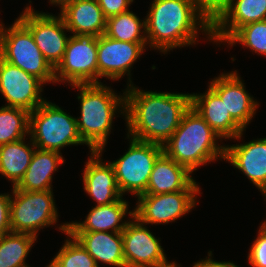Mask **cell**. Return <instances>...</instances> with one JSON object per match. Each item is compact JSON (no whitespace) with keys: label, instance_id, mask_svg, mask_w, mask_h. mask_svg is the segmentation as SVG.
<instances>
[{"label":"cell","instance_id":"6da1fadb","mask_svg":"<svg viewBox=\"0 0 266 267\" xmlns=\"http://www.w3.org/2000/svg\"><path fill=\"white\" fill-rule=\"evenodd\" d=\"M124 91L127 136L143 142L163 146L191 106L189 93L144 91L134 84Z\"/></svg>","mask_w":266,"mask_h":267},{"label":"cell","instance_id":"7a4b0ae2","mask_svg":"<svg viewBox=\"0 0 266 267\" xmlns=\"http://www.w3.org/2000/svg\"><path fill=\"white\" fill-rule=\"evenodd\" d=\"M145 17L148 47L170 50L199 44V33L212 42L211 20L193 0H153ZM198 37V38H197Z\"/></svg>","mask_w":266,"mask_h":267},{"label":"cell","instance_id":"3957f363","mask_svg":"<svg viewBox=\"0 0 266 267\" xmlns=\"http://www.w3.org/2000/svg\"><path fill=\"white\" fill-rule=\"evenodd\" d=\"M74 84L80 101V117L76 118L80 137L89 153H103L111 134L113 119L116 114L125 118V91L119 95L106 84Z\"/></svg>","mask_w":266,"mask_h":267},{"label":"cell","instance_id":"277c9868","mask_svg":"<svg viewBox=\"0 0 266 267\" xmlns=\"http://www.w3.org/2000/svg\"><path fill=\"white\" fill-rule=\"evenodd\" d=\"M222 138L190 106L173 135L164 143L163 153L191 173L198 167L217 159H225L226 145H218Z\"/></svg>","mask_w":266,"mask_h":267},{"label":"cell","instance_id":"5b68a950","mask_svg":"<svg viewBox=\"0 0 266 267\" xmlns=\"http://www.w3.org/2000/svg\"><path fill=\"white\" fill-rule=\"evenodd\" d=\"M29 136L36 148L59 153L64 147L85 144L76 117L47 99L30 112Z\"/></svg>","mask_w":266,"mask_h":267},{"label":"cell","instance_id":"8992f818","mask_svg":"<svg viewBox=\"0 0 266 267\" xmlns=\"http://www.w3.org/2000/svg\"><path fill=\"white\" fill-rule=\"evenodd\" d=\"M0 57L36 76L44 84H56L55 69L37 47L30 30L18 18L8 27L0 23Z\"/></svg>","mask_w":266,"mask_h":267},{"label":"cell","instance_id":"52a82bcc","mask_svg":"<svg viewBox=\"0 0 266 267\" xmlns=\"http://www.w3.org/2000/svg\"><path fill=\"white\" fill-rule=\"evenodd\" d=\"M53 196V190L23 191L12 187L11 231L37 238L41 229L56 224L59 213Z\"/></svg>","mask_w":266,"mask_h":267},{"label":"cell","instance_id":"ba28073f","mask_svg":"<svg viewBox=\"0 0 266 267\" xmlns=\"http://www.w3.org/2000/svg\"><path fill=\"white\" fill-rule=\"evenodd\" d=\"M129 139L127 151L115 161L113 166L116 183L122 196L130 193L137 197L146 193L150 174L156 160L163 154L162 145Z\"/></svg>","mask_w":266,"mask_h":267},{"label":"cell","instance_id":"9c48e42d","mask_svg":"<svg viewBox=\"0 0 266 267\" xmlns=\"http://www.w3.org/2000/svg\"><path fill=\"white\" fill-rule=\"evenodd\" d=\"M97 44L95 35L71 34L63 59L55 68V82L98 84Z\"/></svg>","mask_w":266,"mask_h":267},{"label":"cell","instance_id":"30bf717a","mask_svg":"<svg viewBox=\"0 0 266 267\" xmlns=\"http://www.w3.org/2000/svg\"><path fill=\"white\" fill-rule=\"evenodd\" d=\"M30 3V6H29ZM18 19L30 30L45 59L55 69L62 61L70 37L62 17L35 11L29 1ZM67 31V32H66Z\"/></svg>","mask_w":266,"mask_h":267},{"label":"cell","instance_id":"8fae6325","mask_svg":"<svg viewBox=\"0 0 266 267\" xmlns=\"http://www.w3.org/2000/svg\"><path fill=\"white\" fill-rule=\"evenodd\" d=\"M201 190H182L137 197L133 216L142 224H169L195 208Z\"/></svg>","mask_w":266,"mask_h":267},{"label":"cell","instance_id":"7c38bea8","mask_svg":"<svg viewBox=\"0 0 266 267\" xmlns=\"http://www.w3.org/2000/svg\"><path fill=\"white\" fill-rule=\"evenodd\" d=\"M147 45L148 43L117 41L105 34L100 35L97 44L98 84L102 83L100 78L105 77L108 80L119 81L127 74V85H133L132 65L137 59H140L148 48Z\"/></svg>","mask_w":266,"mask_h":267},{"label":"cell","instance_id":"4fadbf2b","mask_svg":"<svg viewBox=\"0 0 266 267\" xmlns=\"http://www.w3.org/2000/svg\"><path fill=\"white\" fill-rule=\"evenodd\" d=\"M44 83L36 76L0 57V94L6 100L4 106L18 107L31 112L45 99L42 97Z\"/></svg>","mask_w":266,"mask_h":267},{"label":"cell","instance_id":"5bb4252c","mask_svg":"<svg viewBox=\"0 0 266 267\" xmlns=\"http://www.w3.org/2000/svg\"><path fill=\"white\" fill-rule=\"evenodd\" d=\"M122 236L126 267H161L171 262L167 260L160 238L157 239L134 216L122 231Z\"/></svg>","mask_w":266,"mask_h":267},{"label":"cell","instance_id":"9a60e30c","mask_svg":"<svg viewBox=\"0 0 266 267\" xmlns=\"http://www.w3.org/2000/svg\"><path fill=\"white\" fill-rule=\"evenodd\" d=\"M237 72H222L210 81L209 86L224 102L231 117L245 130L259 108V102L246 91Z\"/></svg>","mask_w":266,"mask_h":267},{"label":"cell","instance_id":"2e32d148","mask_svg":"<svg viewBox=\"0 0 266 267\" xmlns=\"http://www.w3.org/2000/svg\"><path fill=\"white\" fill-rule=\"evenodd\" d=\"M266 20V0H229L211 21L214 44L226 42L240 27Z\"/></svg>","mask_w":266,"mask_h":267},{"label":"cell","instance_id":"e0dca14e","mask_svg":"<svg viewBox=\"0 0 266 267\" xmlns=\"http://www.w3.org/2000/svg\"><path fill=\"white\" fill-rule=\"evenodd\" d=\"M224 161L242 171L266 200V137L227 145Z\"/></svg>","mask_w":266,"mask_h":267},{"label":"cell","instance_id":"ac0fdd59","mask_svg":"<svg viewBox=\"0 0 266 267\" xmlns=\"http://www.w3.org/2000/svg\"><path fill=\"white\" fill-rule=\"evenodd\" d=\"M84 165L83 189L96 201V206L107 205L123 197L116 183L113 166L109 161H103L102 153H90Z\"/></svg>","mask_w":266,"mask_h":267},{"label":"cell","instance_id":"d6986e66","mask_svg":"<svg viewBox=\"0 0 266 267\" xmlns=\"http://www.w3.org/2000/svg\"><path fill=\"white\" fill-rule=\"evenodd\" d=\"M191 107L224 140H241L244 130L228 113L219 95L208 85L205 93H193Z\"/></svg>","mask_w":266,"mask_h":267},{"label":"cell","instance_id":"ffe728a7","mask_svg":"<svg viewBox=\"0 0 266 267\" xmlns=\"http://www.w3.org/2000/svg\"><path fill=\"white\" fill-rule=\"evenodd\" d=\"M192 173L164 153L156 160L145 194H163L182 190H200Z\"/></svg>","mask_w":266,"mask_h":267},{"label":"cell","instance_id":"44dd1931","mask_svg":"<svg viewBox=\"0 0 266 267\" xmlns=\"http://www.w3.org/2000/svg\"><path fill=\"white\" fill-rule=\"evenodd\" d=\"M59 15L73 35L92 34L96 37L105 34L106 22L97 0H75L60 8Z\"/></svg>","mask_w":266,"mask_h":267},{"label":"cell","instance_id":"7402d4cb","mask_svg":"<svg viewBox=\"0 0 266 267\" xmlns=\"http://www.w3.org/2000/svg\"><path fill=\"white\" fill-rule=\"evenodd\" d=\"M86 249V251L99 263L114 267H126L123 254L122 232H88L68 231Z\"/></svg>","mask_w":266,"mask_h":267},{"label":"cell","instance_id":"603a6c76","mask_svg":"<svg viewBox=\"0 0 266 267\" xmlns=\"http://www.w3.org/2000/svg\"><path fill=\"white\" fill-rule=\"evenodd\" d=\"M133 214V210L129 211L128 202L121 197L118 201L107 205H95L89 211L85 220L82 222H70L68 231L122 232L129 222V218L133 217ZM128 215L127 221L124 217Z\"/></svg>","mask_w":266,"mask_h":267},{"label":"cell","instance_id":"cb8c5ba5","mask_svg":"<svg viewBox=\"0 0 266 267\" xmlns=\"http://www.w3.org/2000/svg\"><path fill=\"white\" fill-rule=\"evenodd\" d=\"M64 162L62 153L36 148L30 165L16 188L23 191L53 190V174Z\"/></svg>","mask_w":266,"mask_h":267},{"label":"cell","instance_id":"d4e9b609","mask_svg":"<svg viewBox=\"0 0 266 267\" xmlns=\"http://www.w3.org/2000/svg\"><path fill=\"white\" fill-rule=\"evenodd\" d=\"M30 139L27 144L26 140ZM36 147L31 138H22L0 146V173L16 187L30 165Z\"/></svg>","mask_w":266,"mask_h":267},{"label":"cell","instance_id":"484cf974","mask_svg":"<svg viewBox=\"0 0 266 267\" xmlns=\"http://www.w3.org/2000/svg\"><path fill=\"white\" fill-rule=\"evenodd\" d=\"M105 35L117 41L147 43L145 18L141 20L133 11L110 17Z\"/></svg>","mask_w":266,"mask_h":267},{"label":"cell","instance_id":"4316f807","mask_svg":"<svg viewBox=\"0 0 266 267\" xmlns=\"http://www.w3.org/2000/svg\"><path fill=\"white\" fill-rule=\"evenodd\" d=\"M37 238L9 232L0 237V267H31L25 261Z\"/></svg>","mask_w":266,"mask_h":267},{"label":"cell","instance_id":"83f0119b","mask_svg":"<svg viewBox=\"0 0 266 267\" xmlns=\"http://www.w3.org/2000/svg\"><path fill=\"white\" fill-rule=\"evenodd\" d=\"M68 228L69 222L60 224V227H58L68 237L49 265L51 267H98L96 261L82 244L68 232Z\"/></svg>","mask_w":266,"mask_h":267},{"label":"cell","instance_id":"f1b7e54d","mask_svg":"<svg viewBox=\"0 0 266 267\" xmlns=\"http://www.w3.org/2000/svg\"><path fill=\"white\" fill-rule=\"evenodd\" d=\"M29 125V111L18 107L1 106L0 146L29 137Z\"/></svg>","mask_w":266,"mask_h":267},{"label":"cell","instance_id":"f546056e","mask_svg":"<svg viewBox=\"0 0 266 267\" xmlns=\"http://www.w3.org/2000/svg\"><path fill=\"white\" fill-rule=\"evenodd\" d=\"M226 43L230 47L239 43L255 54L266 57V20L240 27Z\"/></svg>","mask_w":266,"mask_h":267},{"label":"cell","instance_id":"4dcf8cb0","mask_svg":"<svg viewBox=\"0 0 266 267\" xmlns=\"http://www.w3.org/2000/svg\"><path fill=\"white\" fill-rule=\"evenodd\" d=\"M248 253V263L251 267H266V220L259 226Z\"/></svg>","mask_w":266,"mask_h":267},{"label":"cell","instance_id":"1f68e13d","mask_svg":"<svg viewBox=\"0 0 266 267\" xmlns=\"http://www.w3.org/2000/svg\"><path fill=\"white\" fill-rule=\"evenodd\" d=\"M133 1L134 0H97L106 19L129 11V7Z\"/></svg>","mask_w":266,"mask_h":267},{"label":"cell","instance_id":"d6a6232c","mask_svg":"<svg viewBox=\"0 0 266 267\" xmlns=\"http://www.w3.org/2000/svg\"><path fill=\"white\" fill-rule=\"evenodd\" d=\"M10 199L11 194L0 193V237L11 232Z\"/></svg>","mask_w":266,"mask_h":267},{"label":"cell","instance_id":"836d02e7","mask_svg":"<svg viewBox=\"0 0 266 267\" xmlns=\"http://www.w3.org/2000/svg\"><path fill=\"white\" fill-rule=\"evenodd\" d=\"M196 6L212 21L229 0H193Z\"/></svg>","mask_w":266,"mask_h":267},{"label":"cell","instance_id":"e575fe53","mask_svg":"<svg viewBox=\"0 0 266 267\" xmlns=\"http://www.w3.org/2000/svg\"><path fill=\"white\" fill-rule=\"evenodd\" d=\"M192 267H239L231 261H217L213 260L212 251L208 252V256L205 259L198 260Z\"/></svg>","mask_w":266,"mask_h":267},{"label":"cell","instance_id":"d590c367","mask_svg":"<svg viewBox=\"0 0 266 267\" xmlns=\"http://www.w3.org/2000/svg\"><path fill=\"white\" fill-rule=\"evenodd\" d=\"M72 1H75V0H49V3H50L51 5H55V6L58 5V7L61 8V7L64 6L65 4H67V3H69V2H72Z\"/></svg>","mask_w":266,"mask_h":267},{"label":"cell","instance_id":"8d00e7d4","mask_svg":"<svg viewBox=\"0 0 266 267\" xmlns=\"http://www.w3.org/2000/svg\"><path fill=\"white\" fill-rule=\"evenodd\" d=\"M161 267H177V263H176V261H171L170 263H168L164 266H161Z\"/></svg>","mask_w":266,"mask_h":267}]
</instances>
